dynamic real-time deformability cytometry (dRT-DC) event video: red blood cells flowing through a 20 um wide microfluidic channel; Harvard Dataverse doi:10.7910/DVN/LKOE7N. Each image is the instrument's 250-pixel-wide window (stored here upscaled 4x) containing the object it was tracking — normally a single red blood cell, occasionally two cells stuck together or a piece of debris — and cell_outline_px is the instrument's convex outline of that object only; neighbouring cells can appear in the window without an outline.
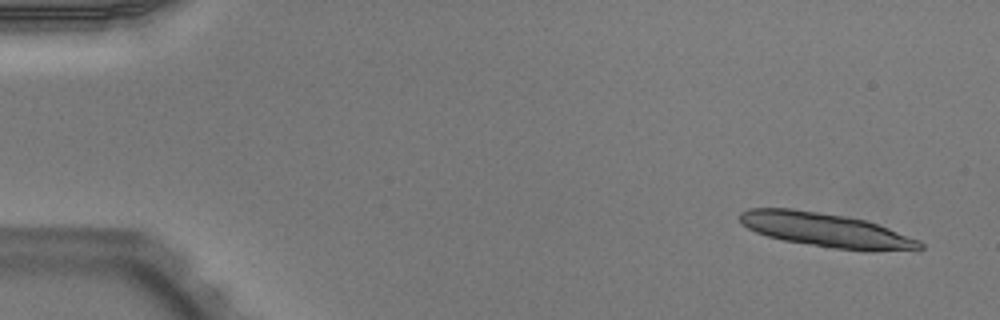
{"species": "Egyptian fruit bat (a non-hibernating species)", "species_latin": "Rousettus aegyptiacus", "temperature_condition": "warm", "stored_images_in_passage": 13, "camera_frame_rate_fps": 3000, "um_per_image_px": 0.085, "animal": {"sex": "male"}, "frame": {"image": 1, "passage_image": 1, "time_ms": 0.0, "image_size_px": [1000, 320], "cell_outline_px": [[924, 248], [920, 252], [864, 252], [836, 248], [784, 240], [768, 236], [756, 232], [748, 228], [740, 220], [740, 212], [748, 208], [792, 208], [844, 216], [864, 220], [888, 228], [920, 240], [924, 244]], "centroid_in_image_um": [70.36, 19.59], "position_along_channel_um": 14.6, "area_um2": 36.13}}